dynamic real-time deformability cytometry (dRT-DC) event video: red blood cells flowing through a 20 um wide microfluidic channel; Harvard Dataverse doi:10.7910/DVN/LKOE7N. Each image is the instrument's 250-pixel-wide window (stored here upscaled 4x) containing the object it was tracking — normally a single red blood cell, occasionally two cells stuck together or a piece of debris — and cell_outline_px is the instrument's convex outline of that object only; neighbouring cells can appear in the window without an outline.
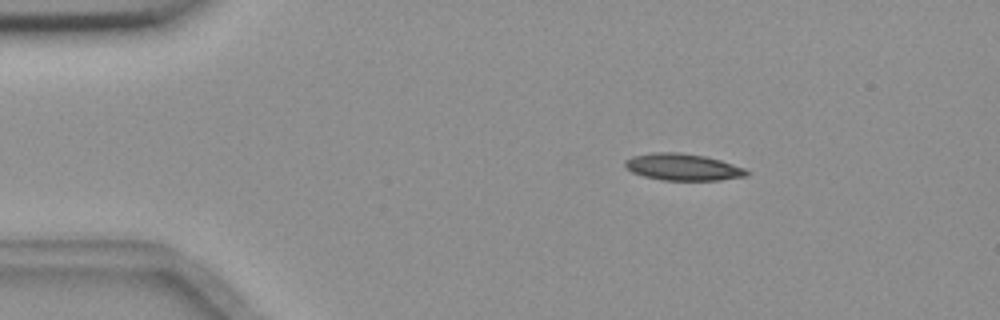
{"species": "common noctule bat (a hibernating species)", "species_latin": "Nyctalus noctula", "temperature_condition": "room temperature", "stored_images_in_passage": 47, "camera_frame_rate_fps": 3000, "um_per_image_px": 0.085, "animal": {"sex": "female", "body_mass_g": 18.4}, "frame": {"image": 1, "passage_image": 1, "time_ms": 0.0, "image_size_px": [1000, 320], "cell_outline_px": [[752, 172], [748, 176], [720, 180], [664, 180], [644, 176], [632, 172], [624, 164], [624, 160], [632, 156], [652, 152], [680, 152], [704, 156], [720, 160], [744, 168]], "centroid_in_image_um": [58.06, 14.19], "position_along_channel_um": 26.9, "area_um2": 19.02}}
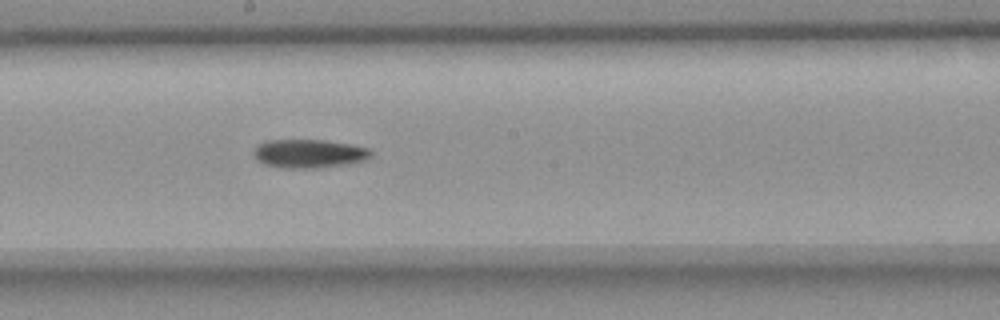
{"frame": {"image": 2, "passage_image": 22, "time_ms": 7.0, "image_size_px": [1000, 320], "cell_outline_px": [[372, 156], [364, 160], [348, 164], [316, 168], [284, 168], [264, 164], [256, 160], [252, 152], [252, 148], [256, 144], [264, 140], [324, 140], [352, 144], [368, 148], [372, 152]], "centroid_in_image_um": [26.21, 13.05], "position_along_channel_um": 222.0, "area_um2": 19.88}}
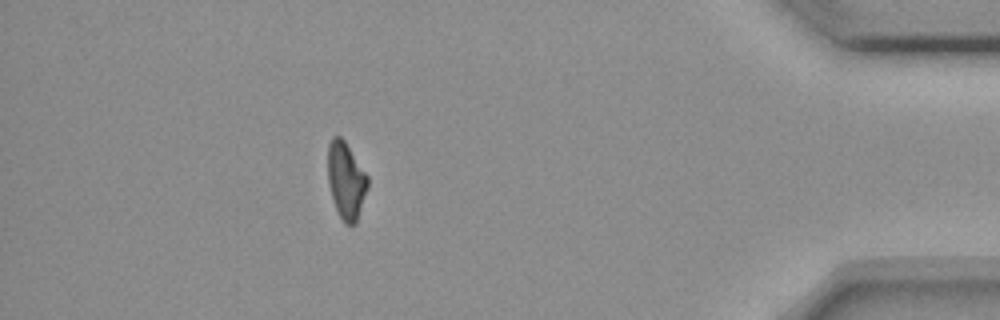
{"frame": {"image": 3, "passage_image": 41, "time_ms": 13.333, "image_size_px": [1000, 320], "cell_outline_px": [[368, 188], [356, 224], [344, 224], [336, 208], [328, 184], [328, 144], [332, 136], [340, 136], [344, 140], [368, 176]], "centroid_in_image_um": [29.42, 15.34], "position_along_channel_um": 405.8, "area_um2": 17.8}, "authors_computed_cell_mechanics": {"area_um2": 19.0162, "velocity_mm_per_s": 3.6718, "shape_relaxation_time_tau1_ms": 9.6507, "shape_relaxation_time_tau2_ms": null, "deformation_change_tau1": 0.1974, "deformation_change_tau2": null}}